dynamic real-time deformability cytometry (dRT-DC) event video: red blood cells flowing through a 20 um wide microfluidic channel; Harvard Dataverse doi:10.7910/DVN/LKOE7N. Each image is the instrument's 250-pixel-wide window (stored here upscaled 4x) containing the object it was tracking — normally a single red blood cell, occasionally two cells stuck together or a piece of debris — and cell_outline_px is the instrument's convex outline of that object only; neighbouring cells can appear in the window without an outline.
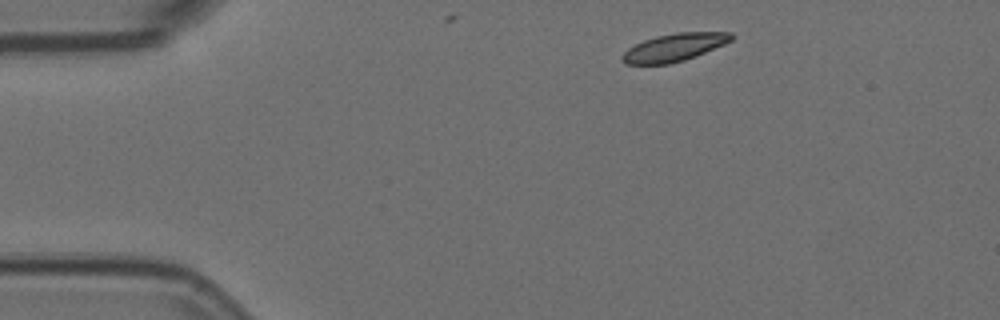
{"species": "Egyptian fruit bat (a non-hibernating species)", "species_latin": "Rousettus aegyptiacus", "temperature_condition": "room temperature", "stored_images_in_passage": 3, "camera_frame_rate_fps": 3000, "um_per_image_px": 0.085, "animal": {"sex": "female"}, "frame": {"image": 1, "passage_image": 1, "time_ms": 0.0, "image_size_px": [1000, 320], "cell_outline_px": [[736, 36], [732, 40], [724, 44], [696, 56], [684, 60], [668, 64], [624, 64], [620, 60], [620, 56], [628, 48], [644, 40], [656, 36], [676, 32], [732, 32]], "centroid_in_image_um": [57.31, 4.02], "position_along_channel_um": 27.7, "area_um2": 17.74}}